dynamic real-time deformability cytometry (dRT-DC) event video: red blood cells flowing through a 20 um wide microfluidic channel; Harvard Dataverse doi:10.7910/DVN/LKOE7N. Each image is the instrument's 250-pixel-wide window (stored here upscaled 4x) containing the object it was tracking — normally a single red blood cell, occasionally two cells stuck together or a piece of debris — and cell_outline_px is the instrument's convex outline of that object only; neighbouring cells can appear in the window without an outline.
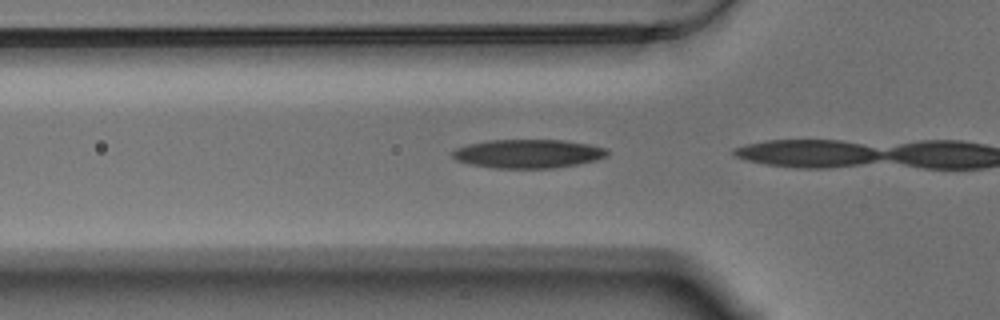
{"species": "Egyptian fruit bat (a non-hibernating species)", "species_latin": "Rousettus aegyptiacus", "temperature_condition": "warm", "stored_images_in_passage": 4, "camera_frame_rate_fps": 3000, "um_per_image_px": 0.085, "animal": {"sex": "male"}, "frame": {"image": 1, "passage_image": 3, "time_ms": 0.667, "image_size_px": [1000, 320], "cell_outline_px": [[608, 156], [596, 160], [576, 164], [552, 168], [492, 168], [472, 164], [456, 160], [452, 156], [452, 152], [456, 148], [468, 144], [488, 140], [564, 140], [588, 144], [604, 148], [608, 152]], "centroid_in_image_um": [44.87, 13.06], "position_along_channel_um": 80.9, "area_um2": 25.78}}